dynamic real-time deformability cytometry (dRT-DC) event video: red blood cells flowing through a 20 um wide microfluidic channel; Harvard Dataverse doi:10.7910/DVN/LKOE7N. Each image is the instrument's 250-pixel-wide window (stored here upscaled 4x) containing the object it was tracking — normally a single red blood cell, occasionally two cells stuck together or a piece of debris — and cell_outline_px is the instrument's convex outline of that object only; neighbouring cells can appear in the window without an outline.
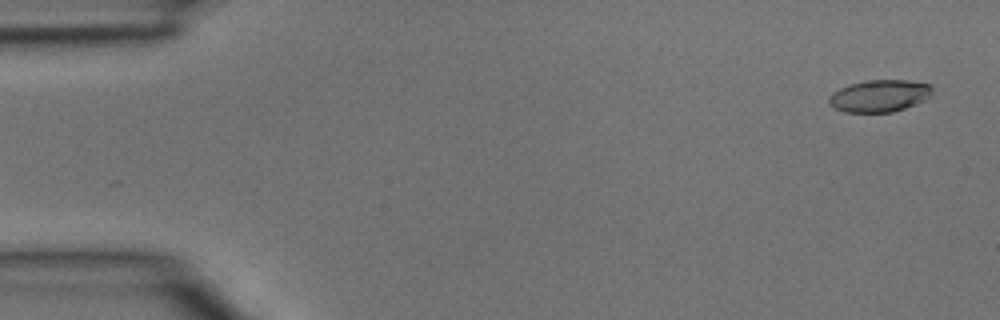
{"species": "common noctule bat (a hibernating species)", "species_latin": "Nyctalus noctula", "temperature_condition": "room temperature", "stored_images_in_passage": 3, "camera_frame_rate_fps": 3000, "um_per_image_px": 0.085, "animal": {"sex": "male", "body_mass_g": 15.6}, "frame": {"image": 1, "passage_image": 1, "time_ms": 0.0, "image_size_px": [1000, 320], "cell_outline_px": [[932, 96], [916, 104], [892, 112], [844, 112], [836, 108], [828, 100], [828, 96], [832, 92], [840, 88], [852, 84], [872, 80], [908, 80], [932, 84]], "centroid_in_image_um": [74.8, 8.14], "position_along_channel_um": 10.2, "area_um2": 19.25}}
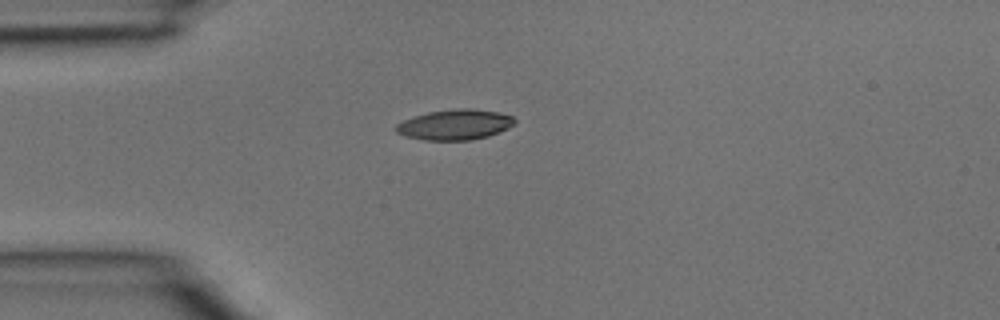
{"frame": {"image": 2, "passage_image": 3, "time_ms": 0.667, "image_size_px": [1000, 320], "cell_outline_px": [[516, 124], [508, 128], [488, 136], [472, 140], [424, 140], [404, 136], [396, 132], [396, 124], [404, 120], [428, 112], [460, 108], [472, 108], [496, 112], [512, 116], [516, 120]], "centroid_in_image_um": [38.68, 10.6], "position_along_channel_um": 46.3, "area_um2": 20.92}}